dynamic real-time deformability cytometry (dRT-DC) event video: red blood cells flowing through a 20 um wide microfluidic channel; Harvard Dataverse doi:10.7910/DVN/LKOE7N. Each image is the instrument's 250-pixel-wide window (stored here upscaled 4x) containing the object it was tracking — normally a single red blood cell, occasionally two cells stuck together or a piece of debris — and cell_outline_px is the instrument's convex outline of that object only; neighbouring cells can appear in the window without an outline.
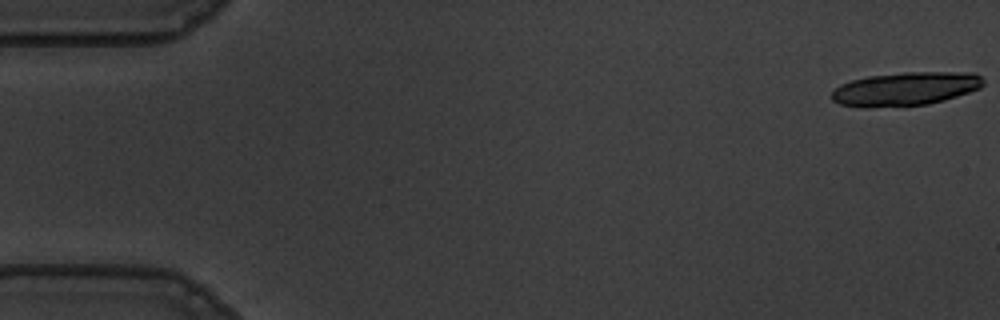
{"species": "common noctule bat (a hibernating species)", "species_latin": "Nyctalus noctula", "temperature_condition": "warm", "stored_images_in_passage": 7, "camera_frame_rate_fps": 3000, "um_per_image_px": 0.085, "animal": {"sex": "male", "body_mass_g": 19.5, "forearm_length_mm": 54.6}, "frame": {"image": 1, "passage_image": 1, "time_ms": 0.0, "image_size_px": [1000, 320], "cell_outline_px": [[984, 84], [980, 88], [944, 100], [928, 104], [872, 108], [864, 108], [840, 104], [832, 100], [832, 92], [840, 84], [852, 80], [868, 76], [904, 72], [976, 72], [984, 80]], "centroid_in_image_um": [76.96, 7.55], "position_along_channel_um": 8.0, "area_um2": 29.82}}